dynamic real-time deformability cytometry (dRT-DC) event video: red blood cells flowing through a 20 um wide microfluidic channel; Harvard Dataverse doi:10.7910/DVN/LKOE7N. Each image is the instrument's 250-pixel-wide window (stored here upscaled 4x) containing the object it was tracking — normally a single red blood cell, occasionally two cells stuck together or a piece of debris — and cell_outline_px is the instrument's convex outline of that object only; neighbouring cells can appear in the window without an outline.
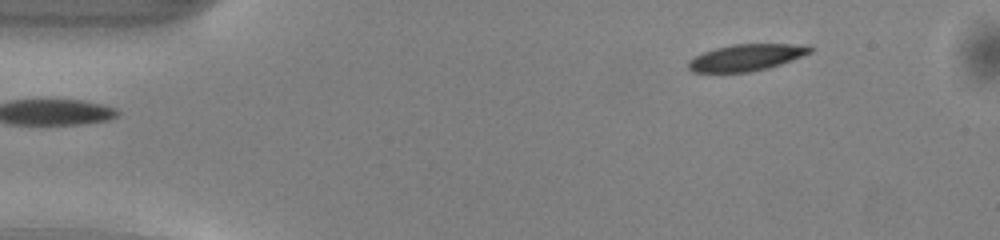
{"species": "common noctule bat (a hibernating species)", "species_latin": "Nyctalus noctula", "temperature_condition": "warm", "stored_images_in_passage": 44, "camera_frame_rate_fps": 3000, "um_per_image_px": 0.085, "animal": {"sex": "male", "body_mass_g": 13.0, "forearm_length_mm": 53.1}, "frame": {"image": 1, "passage_image": 1, "time_ms": 0.0, "image_size_px": [1000, 240], "cell_outline_px": [[812, 52], [780, 64], [768, 68], [748, 72], [692, 72], [688, 68], [688, 60], [704, 52], [716, 48], [732, 44], [808, 44], [812, 48]], "centroid_in_image_um": [63.44, 4.88], "position_along_channel_um": 21.6, "area_um2": 18.79}}
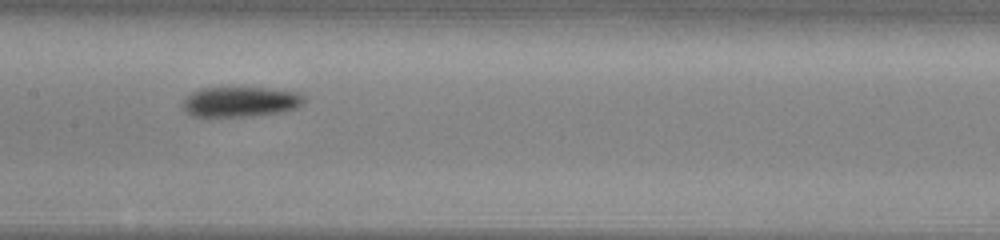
{"frame": {"image": 2, "passage_image": 19, "time_ms": 6.0, "image_size_px": [1000, 240], "cell_outline_px": [[304, 100], [296, 108], [280, 112], [252, 116], [192, 116], [184, 112], [184, 100], [192, 92], [200, 88], [268, 88], [300, 92], [304, 96]], "centroid_in_image_um": [20.44, 8.65], "position_along_channel_um": 187.0, "area_um2": 21.15}}
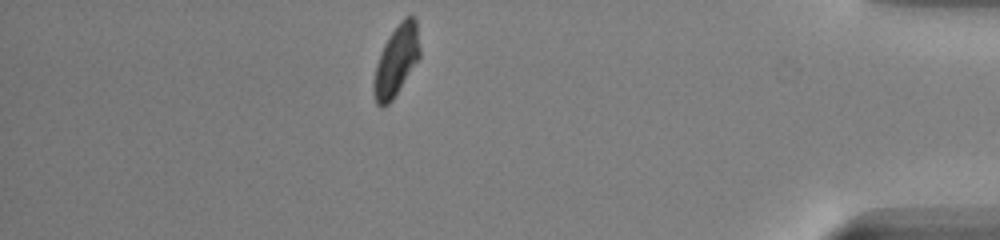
{"frame": {"image": 3, "passage_image": 38, "time_ms": 12.333, "image_size_px": [1000, 240], "cell_outline_px": [[420, 56], [392, 100], [388, 104], [380, 108], [376, 104], [372, 88], [372, 84], [376, 64], [380, 52], [388, 36], [400, 20], [404, 16], [412, 16], [416, 20], [420, 48]], "centroid_in_image_um": [33.66, 5.15], "position_along_channel_um": 401.5, "area_um2": 18.96}, "authors_computed_cell_mechanics": {"area_um2": 20.0566, "velocity_mm_per_s": 4.1078, "shape_relaxation_time_tau1_ms": 2.2935, "shape_relaxation_time_tau2_ms": null, "deformation_change_tau1": 0.1131, "deformation_change_tau2": null}}